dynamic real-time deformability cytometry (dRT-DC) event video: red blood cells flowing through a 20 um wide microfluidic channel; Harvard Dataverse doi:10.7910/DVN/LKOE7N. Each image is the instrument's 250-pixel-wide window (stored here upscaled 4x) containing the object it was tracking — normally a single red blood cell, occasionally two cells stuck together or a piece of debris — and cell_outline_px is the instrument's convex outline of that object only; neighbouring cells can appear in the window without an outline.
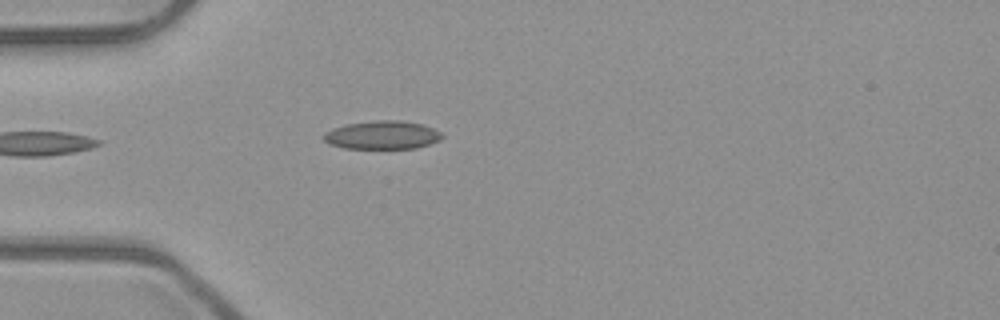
{"species": "common noctule bat (a hibernating species)", "species_latin": "Nyctalus noctula", "temperature_condition": "room temperature", "stored_images_in_passage": 4, "camera_frame_rate_fps": 3000, "um_per_image_px": 0.085, "animal": {"sex": "male", "body_mass_g": 23.1, "forearm_length_mm": 52.7}, "frame": {"image": 1, "passage_image": 4, "time_ms": 1.0, "image_size_px": [1000, 320], "cell_outline_px": [[444, 136], [440, 140], [416, 148], [344, 148], [328, 144], [324, 140], [324, 132], [332, 128], [344, 124], [376, 120], [400, 120], [420, 124], [432, 128], [440, 132]], "centroid_in_image_um": [32.46, 11.47], "position_along_channel_um": 52.5, "area_um2": 19.54}}